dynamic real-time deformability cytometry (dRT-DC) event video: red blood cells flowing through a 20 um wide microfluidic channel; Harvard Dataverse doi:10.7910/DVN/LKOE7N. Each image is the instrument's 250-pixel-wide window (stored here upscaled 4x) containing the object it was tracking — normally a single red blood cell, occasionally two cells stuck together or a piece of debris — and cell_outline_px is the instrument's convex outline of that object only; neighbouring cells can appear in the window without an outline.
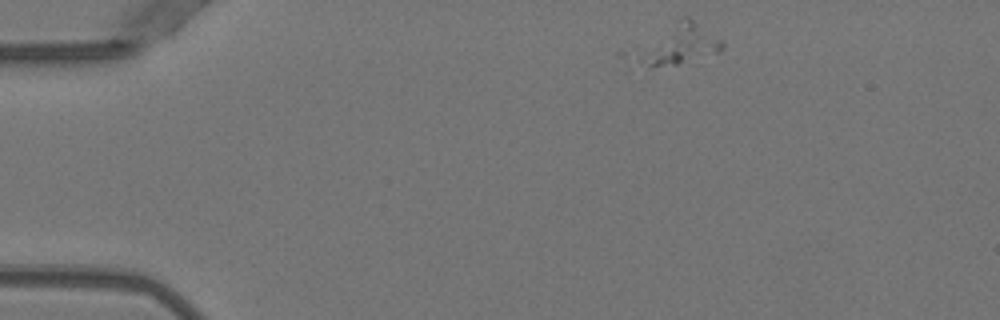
{"species": "Egyptian fruit bat (a non-hibernating species)", "species_latin": "Rousettus aegyptiacus", "temperature_condition": "warm", "stored_images_in_passage": 45, "camera_frame_rate_fps": 3000, "um_per_image_px": 0.085, "animal": {"sex": "female"}, "frame": {"image": 1, "passage_image": 1, "time_ms": 0.0, "image_size_px": [1000, 320], "cell_outline_px": [[724, 48], [720, 52], [676, 64], [648, 68], [648, 64], [676, 20], [680, 16], [688, 16], [720, 40], [724, 44]], "centroid_in_image_um": [58.27, 3.73], "position_along_channel_um": 26.7, "area_um2": 15.61}}
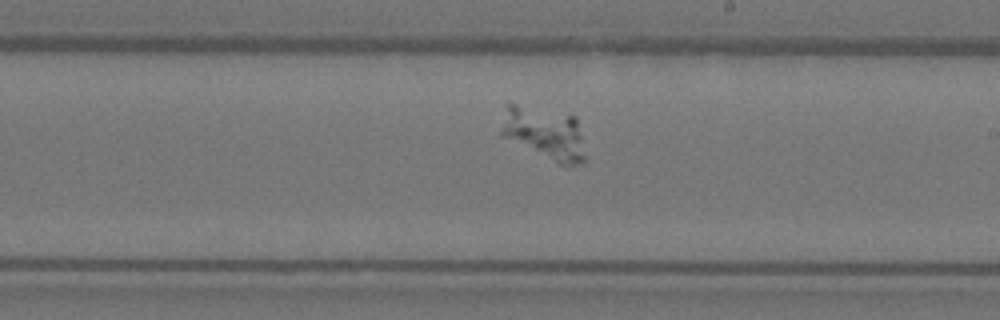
{"frame": {"image": 2, "passage_image": 23, "time_ms": 7.333, "image_size_px": [1000, 320], "cell_outline_px": [[584, 160], [580, 164], [560, 164], [500, 136], [500, 132], [504, 104], [516, 104], [576, 116], [584, 156]], "centroid_in_image_um": [46.2, 11.29], "position_along_channel_um": 242.8, "area_um2": 25.43}}
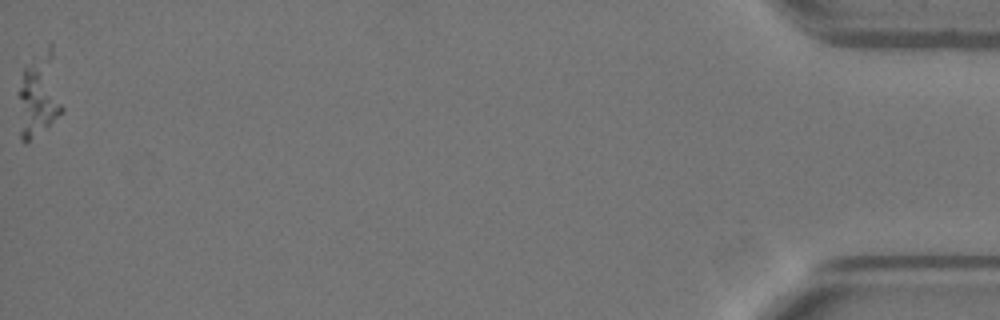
{"frame": {"image": 3, "passage_image": 45, "time_ms": 14.667, "image_size_px": [1000, 320], "cell_outline_px": [[64, 112], [28, 144], [24, 144], [20, 140], [20, 88], [24, 68], [32, 64], [40, 64], [64, 108]], "centroid_in_image_um": [3.15, 8.79], "position_along_channel_um": 432.1, "area_um2": 16.88}}